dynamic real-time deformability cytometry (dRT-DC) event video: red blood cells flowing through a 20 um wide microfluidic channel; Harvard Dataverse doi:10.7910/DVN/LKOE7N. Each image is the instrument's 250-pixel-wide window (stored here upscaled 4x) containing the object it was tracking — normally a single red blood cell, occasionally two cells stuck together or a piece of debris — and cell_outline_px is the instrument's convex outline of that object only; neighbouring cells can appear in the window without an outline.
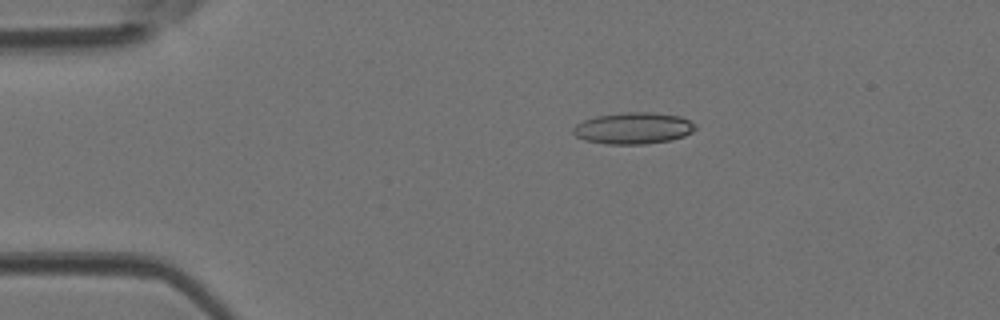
{"species": "Egyptian fruit bat (a non-hibernating species)", "species_latin": "Rousettus aegyptiacus", "temperature_condition": "room temperature", "stored_images_in_passage": 37, "camera_frame_rate_fps": 3000, "um_per_image_px": 0.085, "animal": {"sex": "female"}, "frame": {"image": 1, "passage_image": 1, "time_ms": 0.0, "image_size_px": [1000, 320], "cell_outline_px": [[696, 128], [692, 132], [684, 136], [672, 140], [648, 144], [608, 144], [584, 140], [576, 136], [572, 132], [572, 128], [576, 124], [584, 120], [596, 116], [624, 112], [652, 112], [680, 116], [696, 124]], "centroid_in_image_um": [53.84, 10.9], "position_along_channel_um": 31.2, "area_um2": 22.6}}
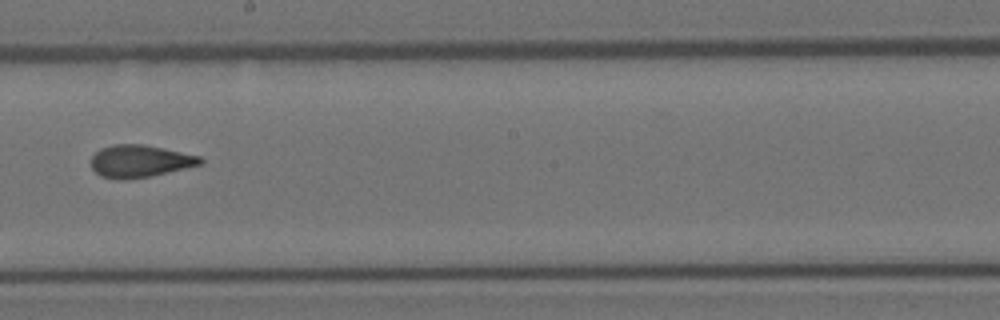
{"frame": {"image": 2, "passage_image": 18, "time_ms": 5.667, "image_size_px": [1000, 320], "cell_outline_px": [[204, 160], [200, 164], [148, 176], [120, 180], [100, 176], [92, 168], [92, 156], [100, 148], [116, 144], [144, 144], [200, 156]], "centroid_in_image_um": [11.85, 13.68], "position_along_channel_um": 236.4, "area_um2": 20.17}}
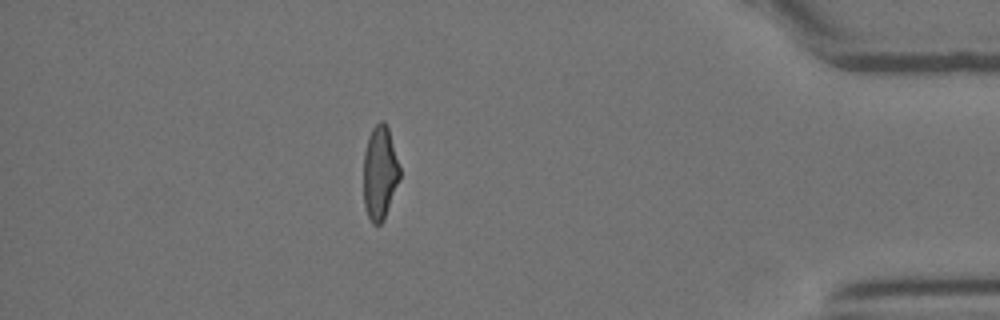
{"frame": {"image": 3, "passage_image": 32, "time_ms": 10.333, "image_size_px": [1000, 320], "cell_outline_px": [[400, 176], [384, 220], [380, 224], [372, 224], [368, 216], [364, 204], [364, 152], [368, 136], [372, 128], [380, 120], [384, 120], [388, 128], [400, 168]], "centroid_in_image_um": [32.28, 14.67], "position_along_channel_um": 402.9, "area_um2": 19.65}}